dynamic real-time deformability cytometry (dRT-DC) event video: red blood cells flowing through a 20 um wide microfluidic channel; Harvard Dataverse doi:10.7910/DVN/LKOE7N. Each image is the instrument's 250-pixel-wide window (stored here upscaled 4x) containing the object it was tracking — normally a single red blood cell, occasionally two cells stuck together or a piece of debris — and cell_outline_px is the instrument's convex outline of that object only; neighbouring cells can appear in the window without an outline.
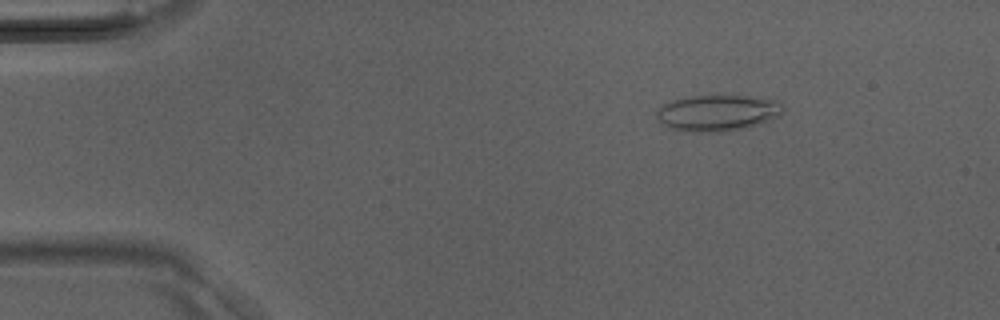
{"species": "Egyptian fruit bat (a non-hibernating species)", "species_latin": "Rousettus aegyptiacus", "temperature_condition": "room temperature", "stored_images_in_passage": 40, "camera_frame_rate_fps": 3000, "um_per_image_px": 0.085, "animal": {"sex": "male"}, "frame": {"image": 1, "passage_image": 6, "time_ms": 1.667, "image_size_px": [1000, 320], "cell_outline_px": [[784, 108], [780, 116], [760, 124], [728, 132], [708, 132], [668, 128], [660, 124], [656, 116], [656, 112], [664, 104], [672, 100], [688, 96], [744, 96], [776, 100]], "centroid_in_image_um": [60.99, 9.6], "position_along_channel_um": 24.0, "area_um2": 26.59}}
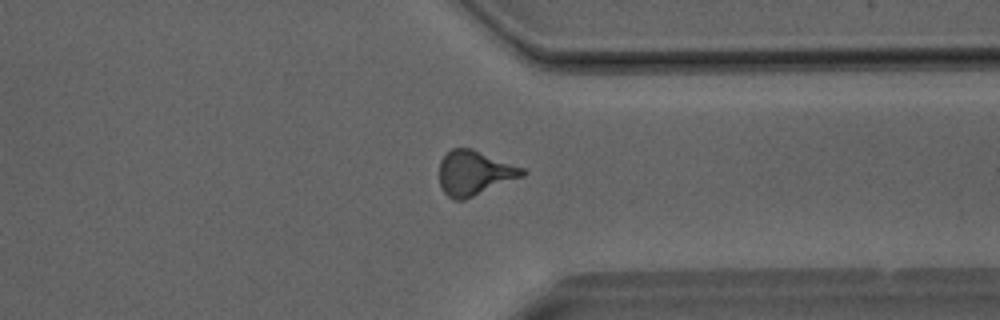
{"frame": {"image": 2, "passage_image": 31, "time_ms": 10.0, "image_size_px": [1000, 320], "cell_outline_px": [[528, 172], [524, 176], [464, 200], [452, 200], [440, 188], [440, 160], [452, 148], [472, 148], [524, 168]], "centroid_in_image_um": [40.33, 14.71], "position_along_channel_um": 371.1, "area_um2": 21.68}}
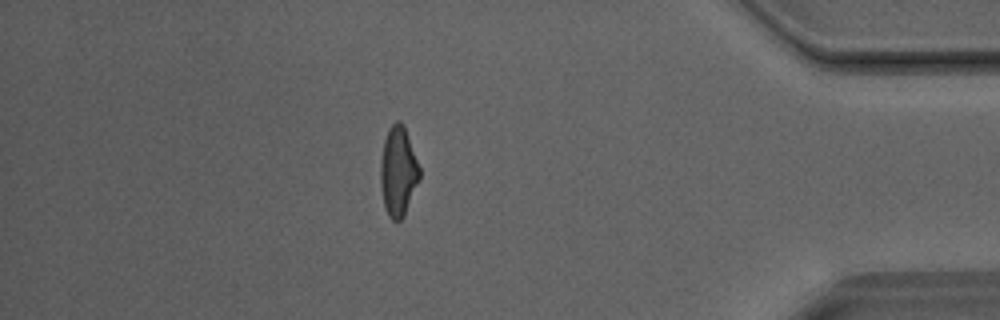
{"frame": {"image": 3, "passage_image": 35, "time_ms": 11.333, "image_size_px": [1000, 320], "cell_outline_px": [[420, 180], [404, 216], [400, 220], [392, 220], [388, 216], [384, 204], [380, 184], [380, 164], [384, 140], [388, 128], [396, 120], [400, 120], [404, 124], [420, 168]], "centroid_in_image_um": [33.85, 14.55], "position_along_channel_um": 401.3, "area_um2": 20.58}}